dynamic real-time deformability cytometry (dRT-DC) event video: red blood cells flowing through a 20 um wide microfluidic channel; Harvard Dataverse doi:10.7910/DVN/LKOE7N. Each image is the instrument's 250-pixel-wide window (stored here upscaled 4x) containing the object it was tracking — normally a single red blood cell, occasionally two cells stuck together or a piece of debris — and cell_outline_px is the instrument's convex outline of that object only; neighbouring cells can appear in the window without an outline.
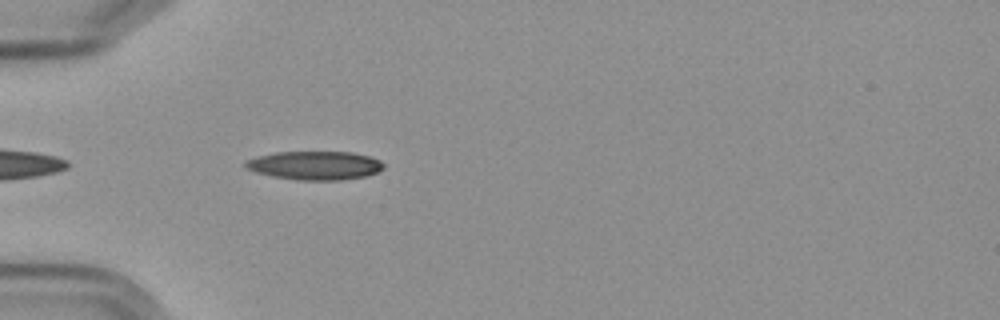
{"species": "Egyptian fruit bat (a non-hibernating species)", "species_latin": "Rousettus aegyptiacus", "temperature_condition": "cold", "stored_images_in_passage": 2, "camera_frame_rate_fps": 3000, "um_per_image_px": 0.085, "frame": {"image": 1, "passage_image": 2, "time_ms": 1.333, "image_size_px": [1000, 320], "cell_outline_px": [[384, 168], [376, 172], [364, 176], [340, 180], [300, 180], [272, 176], [256, 172], [244, 168], [244, 160], [256, 156], [276, 152], [352, 152], [368, 156], [380, 160], [384, 164]], "centroid_in_image_um": [26.72, 14.05], "position_along_channel_um": 58.3, "area_um2": 23.06}}